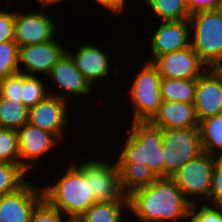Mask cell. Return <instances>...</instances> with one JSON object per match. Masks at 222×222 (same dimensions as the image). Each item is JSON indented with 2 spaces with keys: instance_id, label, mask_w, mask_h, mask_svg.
I'll return each instance as SVG.
<instances>
[{
  "instance_id": "cell-1",
  "label": "cell",
  "mask_w": 222,
  "mask_h": 222,
  "mask_svg": "<svg viewBox=\"0 0 222 222\" xmlns=\"http://www.w3.org/2000/svg\"><path fill=\"white\" fill-rule=\"evenodd\" d=\"M127 197L135 222H186L191 205L172 177H158Z\"/></svg>"
},
{
  "instance_id": "cell-2",
  "label": "cell",
  "mask_w": 222,
  "mask_h": 222,
  "mask_svg": "<svg viewBox=\"0 0 222 222\" xmlns=\"http://www.w3.org/2000/svg\"><path fill=\"white\" fill-rule=\"evenodd\" d=\"M127 134L122 142L117 144V164L148 165L158 176L164 177V154L162 149V128L151 121L130 122Z\"/></svg>"
},
{
  "instance_id": "cell-3",
  "label": "cell",
  "mask_w": 222,
  "mask_h": 222,
  "mask_svg": "<svg viewBox=\"0 0 222 222\" xmlns=\"http://www.w3.org/2000/svg\"><path fill=\"white\" fill-rule=\"evenodd\" d=\"M72 159H70L72 163L66 165V170L61 172L62 175L55 178L56 182L54 179L53 182L47 181V184L43 185V191L44 198L53 207L68 218L78 219L95 203V200L89 182L86 181L85 171L74 161L77 160L75 157Z\"/></svg>"
},
{
  "instance_id": "cell-4",
  "label": "cell",
  "mask_w": 222,
  "mask_h": 222,
  "mask_svg": "<svg viewBox=\"0 0 222 222\" xmlns=\"http://www.w3.org/2000/svg\"><path fill=\"white\" fill-rule=\"evenodd\" d=\"M190 45L211 68L222 59V8L190 15Z\"/></svg>"
},
{
  "instance_id": "cell-5",
  "label": "cell",
  "mask_w": 222,
  "mask_h": 222,
  "mask_svg": "<svg viewBox=\"0 0 222 222\" xmlns=\"http://www.w3.org/2000/svg\"><path fill=\"white\" fill-rule=\"evenodd\" d=\"M128 86L131 121H150L161 105V77L151 62L144 61Z\"/></svg>"
},
{
  "instance_id": "cell-6",
  "label": "cell",
  "mask_w": 222,
  "mask_h": 222,
  "mask_svg": "<svg viewBox=\"0 0 222 222\" xmlns=\"http://www.w3.org/2000/svg\"><path fill=\"white\" fill-rule=\"evenodd\" d=\"M83 158L79 163L84 171L86 181L89 182L90 191L95 202L128 201L121 184V172L116 160ZM109 162V163H108Z\"/></svg>"
},
{
  "instance_id": "cell-7",
  "label": "cell",
  "mask_w": 222,
  "mask_h": 222,
  "mask_svg": "<svg viewBox=\"0 0 222 222\" xmlns=\"http://www.w3.org/2000/svg\"><path fill=\"white\" fill-rule=\"evenodd\" d=\"M164 177H172L188 161L203 152L199 128H162Z\"/></svg>"
},
{
  "instance_id": "cell-8",
  "label": "cell",
  "mask_w": 222,
  "mask_h": 222,
  "mask_svg": "<svg viewBox=\"0 0 222 222\" xmlns=\"http://www.w3.org/2000/svg\"><path fill=\"white\" fill-rule=\"evenodd\" d=\"M217 157L203 151L172 176L185 198L192 203H209L211 180Z\"/></svg>"
},
{
  "instance_id": "cell-9",
  "label": "cell",
  "mask_w": 222,
  "mask_h": 222,
  "mask_svg": "<svg viewBox=\"0 0 222 222\" xmlns=\"http://www.w3.org/2000/svg\"><path fill=\"white\" fill-rule=\"evenodd\" d=\"M71 106L68 101L50 94L29 108L27 123L54 134L63 143L62 141L68 138L66 130L70 122L69 117L72 116L70 113L73 112L70 111Z\"/></svg>"
},
{
  "instance_id": "cell-10",
  "label": "cell",
  "mask_w": 222,
  "mask_h": 222,
  "mask_svg": "<svg viewBox=\"0 0 222 222\" xmlns=\"http://www.w3.org/2000/svg\"><path fill=\"white\" fill-rule=\"evenodd\" d=\"M17 10L18 8L15 10L14 41L18 47L44 43L56 38L57 22L48 15L47 9L29 10L27 13Z\"/></svg>"
},
{
  "instance_id": "cell-11",
  "label": "cell",
  "mask_w": 222,
  "mask_h": 222,
  "mask_svg": "<svg viewBox=\"0 0 222 222\" xmlns=\"http://www.w3.org/2000/svg\"><path fill=\"white\" fill-rule=\"evenodd\" d=\"M33 181L28 179L17 190L0 197V222H31L34 209L44 199L43 186Z\"/></svg>"
},
{
  "instance_id": "cell-12",
  "label": "cell",
  "mask_w": 222,
  "mask_h": 222,
  "mask_svg": "<svg viewBox=\"0 0 222 222\" xmlns=\"http://www.w3.org/2000/svg\"><path fill=\"white\" fill-rule=\"evenodd\" d=\"M46 77L49 79L48 83L52 80V88H55L49 91L50 94L60 97L71 104H73L70 98L71 96L78 99L82 97L83 99L84 97L92 95L91 90L93 91V88L91 84L76 68L72 57L67 52L52 67Z\"/></svg>"
},
{
  "instance_id": "cell-13",
  "label": "cell",
  "mask_w": 222,
  "mask_h": 222,
  "mask_svg": "<svg viewBox=\"0 0 222 222\" xmlns=\"http://www.w3.org/2000/svg\"><path fill=\"white\" fill-rule=\"evenodd\" d=\"M17 132L20 165L28 173L37 167L45 155L49 157L50 152L52 153V150L54 151L61 142L54 134L29 123H26Z\"/></svg>"
},
{
  "instance_id": "cell-14",
  "label": "cell",
  "mask_w": 222,
  "mask_h": 222,
  "mask_svg": "<svg viewBox=\"0 0 222 222\" xmlns=\"http://www.w3.org/2000/svg\"><path fill=\"white\" fill-rule=\"evenodd\" d=\"M67 53L72 57L76 68L93 88L99 82L103 85L104 81L111 74L114 77L115 75H120L118 74L119 70L117 66L116 68L115 66H111L113 62L109 56V52L106 53L101 46L92 44L90 41L81 43L76 52L67 48Z\"/></svg>"
},
{
  "instance_id": "cell-15",
  "label": "cell",
  "mask_w": 222,
  "mask_h": 222,
  "mask_svg": "<svg viewBox=\"0 0 222 222\" xmlns=\"http://www.w3.org/2000/svg\"><path fill=\"white\" fill-rule=\"evenodd\" d=\"M57 39L18 47L19 72L28 75L47 76L52 67L67 52V48Z\"/></svg>"
},
{
  "instance_id": "cell-16",
  "label": "cell",
  "mask_w": 222,
  "mask_h": 222,
  "mask_svg": "<svg viewBox=\"0 0 222 222\" xmlns=\"http://www.w3.org/2000/svg\"><path fill=\"white\" fill-rule=\"evenodd\" d=\"M150 62L161 78L197 79L208 69L191 45L156 56Z\"/></svg>"
},
{
  "instance_id": "cell-17",
  "label": "cell",
  "mask_w": 222,
  "mask_h": 222,
  "mask_svg": "<svg viewBox=\"0 0 222 222\" xmlns=\"http://www.w3.org/2000/svg\"><path fill=\"white\" fill-rule=\"evenodd\" d=\"M149 40L150 62L154 57L184 49L190 46L189 20L159 22Z\"/></svg>"
},
{
  "instance_id": "cell-18",
  "label": "cell",
  "mask_w": 222,
  "mask_h": 222,
  "mask_svg": "<svg viewBox=\"0 0 222 222\" xmlns=\"http://www.w3.org/2000/svg\"><path fill=\"white\" fill-rule=\"evenodd\" d=\"M193 104L199 123L222 113V82L210 68L196 79Z\"/></svg>"
},
{
  "instance_id": "cell-19",
  "label": "cell",
  "mask_w": 222,
  "mask_h": 222,
  "mask_svg": "<svg viewBox=\"0 0 222 222\" xmlns=\"http://www.w3.org/2000/svg\"><path fill=\"white\" fill-rule=\"evenodd\" d=\"M150 121L161 128H199L194 104L184 102L162 101Z\"/></svg>"
},
{
  "instance_id": "cell-20",
  "label": "cell",
  "mask_w": 222,
  "mask_h": 222,
  "mask_svg": "<svg viewBox=\"0 0 222 222\" xmlns=\"http://www.w3.org/2000/svg\"><path fill=\"white\" fill-rule=\"evenodd\" d=\"M128 215V201L95 202L78 219L81 222H124L129 220Z\"/></svg>"
},
{
  "instance_id": "cell-21",
  "label": "cell",
  "mask_w": 222,
  "mask_h": 222,
  "mask_svg": "<svg viewBox=\"0 0 222 222\" xmlns=\"http://www.w3.org/2000/svg\"><path fill=\"white\" fill-rule=\"evenodd\" d=\"M121 172V184L124 193L128 196L132 192L147 187L158 176L144 164H117Z\"/></svg>"
},
{
  "instance_id": "cell-22",
  "label": "cell",
  "mask_w": 222,
  "mask_h": 222,
  "mask_svg": "<svg viewBox=\"0 0 222 222\" xmlns=\"http://www.w3.org/2000/svg\"><path fill=\"white\" fill-rule=\"evenodd\" d=\"M196 91V79H161L162 101L193 104Z\"/></svg>"
},
{
  "instance_id": "cell-23",
  "label": "cell",
  "mask_w": 222,
  "mask_h": 222,
  "mask_svg": "<svg viewBox=\"0 0 222 222\" xmlns=\"http://www.w3.org/2000/svg\"><path fill=\"white\" fill-rule=\"evenodd\" d=\"M139 1V0H138ZM160 22L188 20L190 13L182 0H141Z\"/></svg>"
},
{
  "instance_id": "cell-24",
  "label": "cell",
  "mask_w": 222,
  "mask_h": 222,
  "mask_svg": "<svg viewBox=\"0 0 222 222\" xmlns=\"http://www.w3.org/2000/svg\"><path fill=\"white\" fill-rule=\"evenodd\" d=\"M203 151L218 157L222 154V114L199 123Z\"/></svg>"
},
{
  "instance_id": "cell-25",
  "label": "cell",
  "mask_w": 222,
  "mask_h": 222,
  "mask_svg": "<svg viewBox=\"0 0 222 222\" xmlns=\"http://www.w3.org/2000/svg\"><path fill=\"white\" fill-rule=\"evenodd\" d=\"M29 108L0 96V128L18 130L28 122Z\"/></svg>"
},
{
  "instance_id": "cell-26",
  "label": "cell",
  "mask_w": 222,
  "mask_h": 222,
  "mask_svg": "<svg viewBox=\"0 0 222 222\" xmlns=\"http://www.w3.org/2000/svg\"><path fill=\"white\" fill-rule=\"evenodd\" d=\"M42 77V78H41ZM44 77V78H43ZM46 76L28 75L23 73L22 103L28 108L50 95L51 87L45 83ZM47 84V85H46ZM50 88V89H49Z\"/></svg>"
},
{
  "instance_id": "cell-27",
  "label": "cell",
  "mask_w": 222,
  "mask_h": 222,
  "mask_svg": "<svg viewBox=\"0 0 222 222\" xmlns=\"http://www.w3.org/2000/svg\"><path fill=\"white\" fill-rule=\"evenodd\" d=\"M29 175L21 165L0 162V197L21 187Z\"/></svg>"
},
{
  "instance_id": "cell-28",
  "label": "cell",
  "mask_w": 222,
  "mask_h": 222,
  "mask_svg": "<svg viewBox=\"0 0 222 222\" xmlns=\"http://www.w3.org/2000/svg\"><path fill=\"white\" fill-rule=\"evenodd\" d=\"M0 162L20 165L18 132L0 128Z\"/></svg>"
},
{
  "instance_id": "cell-29",
  "label": "cell",
  "mask_w": 222,
  "mask_h": 222,
  "mask_svg": "<svg viewBox=\"0 0 222 222\" xmlns=\"http://www.w3.org/2000/svg\"><path fill=\"white\" fill-rule=\"evenodd\" d=\"M17 72L18 44L14 40L0 43V81Z\"/></svg>"
},
{
  "instance_id": "cell-30",
  "label": "cell",
  "mask_w": 222,
  "mask_h": 222,
  "mask_svg": "<svg viewBox=\"0 0 222 222\" xmlns=\"http://www.w3.org/2000/svg\"><path fill=\"white\" fill-rule=\"evenodd\" d=\"M186 222H222V206L209 203H192Z\"/></svg>"
},
{
  "instance_id": "cell-31",
  "label": "cell",
  "mask_w": 222,
  "mask_h": 222,
  "mask_svg": "<svg viewBox=\"0 0 222 222\" xmlns=\"http://www.w3.org/2000/svg\"><path fill=\"white\" fill-rule=\"evenodd\" d=\"M23 73L17 72L0 81V96L8 101L22 102Z\"/></svg>"
},
{
  "instance_id": "cell-32",
  "label": "cell",
  "mask_w": 222,
  "mask_h": 222,
  "mask_svg": "<svg viewBox=\"0 0 222 222\" xmlns=\"http://www.w3.org/2000/svg\"><path fill=\"white\" fill-rule=\"evenodd\" d=\"M68 219L44 198L34 209L31 222H66Z\"/></svg>"
},
{
  "instance_id": "cell-33",
  "label": "cell",
  "mask_w": 222,
  "mask_h": 222,
  "mask_svg": "<svg viewBox=\"0 0 222 222\" xmlns=\"http://www.w3.org/2000/svg\"><path fill=\"white\" fill-rule=\"evenodd\" d=\"M15 11L0 8V43L14 40Z\"/></svg>"
},
{
  "instance_id": "cell-34",
  "label": "cell",
  "mask_w": 222,
  "mask_h": 222,
  "mask_svg": "<svg viewBox=\"0 0 222 222\" xmlns=\"http://www.w3.org/2000/svg\"><path fill=\"white\" fill-rule=\"evenodd\" d=\"M209 204L222 206V164L218 160L212 172Z\"/></svg>"
},
{
  "instance_id": "cell-35",
  "label": "cell",
  "mask_w": 222,
  "mask_h": 222,
  "mask_svg": "<svg viewBox=\"0 0 222 222\" xmlns=\"http://www.w3.org/2000/svg\"><path fill=\"white\" fill-rule=\"evenodd\" d=\"M222 8V0H193L188 6L190 15L209 10H219Z\"/></svg>"
},
{
  "instance_id": "cell-36",
  "label": "cell",
  "mask_w": 222,
  "mask_h": 222,
  "mask_svg": "<svg viewBox=\"0 0 222 222\" xmlns=\"http://www.w3.org/2000/svg\"><path fill=\"white\" fill-rule=\"evenodd\" d=\"M99 4L102 9H106L109 13L113 15H121L124 10H126L127 0H94ZM104 7V8H103Z\"/></svg>"
},
{
  "instance_id": "cell-37",
  "label": "cell",
  "mask_w": 222,
  "mask_h": 222,
  "mask_svg": "<svg viewBox=\"0 0 222 222\" xmlns=\"http://www.w3.org/2000/svg\"><path fill=\"white\" fill-rule=\"evenodd\" d=\"M36 1H38V3H40V4H37V5H40L39 8L41 7L43 9H48V8H50V6H53L56 3H57V5L63 4L65 1L67 3L68 0H36Z\"/></svg>"
},
{
  "instance_id": "cell-38",
  "label": "cell",
  "mask_w": 222,
  "mask_h": 222,
  "mask_svg": "<svg viewBox=\"0 0 222 222\" xmlns=\"http://www.w3.org/2000/svg\"><path fill=\"white\" fill-rule=\"evenodd\" d=\"M210 69L222 82V59L217 61Z\"/></svg>"
},
{
  "instance_id": "cell-39",
  "label": "cell",
  "mask_w": 222,
  "mask_h": 222,
  "mask_svg": "<svg viewBox=\"0 0 222 222\" xmlns=\"http://www.w3.org/2000/svg\"><path fill=\"white\" fill-rule=\"evenodd\" d=\"M184 2V4L188 7L192 2L193 0H182Z\"/></svg>"
},
{
  "instance_id": "cell-40",
  "label": "cell",
  "mask_w": 222,
  "mask_h": 222,
  "mask_svg": "<svg viewBox=\"0 0 222 222\" xmlns=\"http://www.w3.org/2000/svg\"><path fill=\"white\" fill-rule=\"evenodd\" d=\"M66 222H81L79 219L69 218Z\"/></svg>"
},
{
  "instance_id": "cell-41",
  "label": "cell",
  "mask_w": 222,
  "mask_h": 222,
  "mask_svg": "<svg viewBox=\"0 0 222 222\" xmlns=\"http://www.w3.org/2000/svg\"><path fill=\"white\" fill-rule=\"evenodd\" d=\"M218 161L222 164V154L217 157Z\"/></svg>"
}]
</instances>
